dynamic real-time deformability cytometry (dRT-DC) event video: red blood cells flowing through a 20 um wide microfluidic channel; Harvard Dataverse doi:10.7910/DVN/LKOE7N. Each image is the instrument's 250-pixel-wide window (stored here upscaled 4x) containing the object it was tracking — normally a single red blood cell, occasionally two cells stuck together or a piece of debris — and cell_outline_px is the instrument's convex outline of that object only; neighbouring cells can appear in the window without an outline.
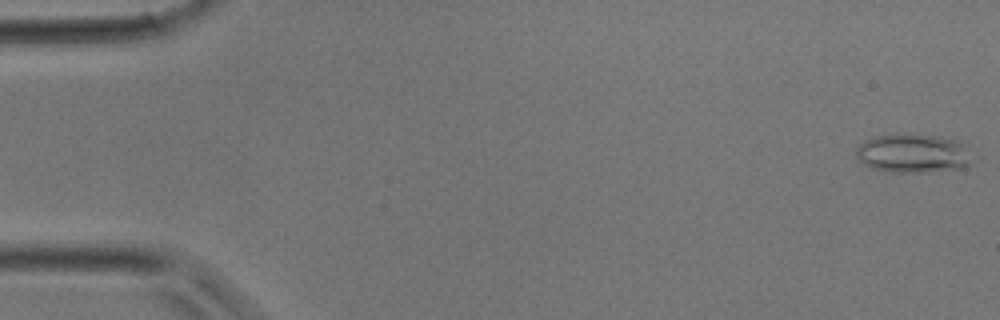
{"species": "common noctule bat (a hibernating species)", "species_latin": "Nyctalus noctula", "temperature_condition": "room temperature", "stored_images_in_passage": 36, "camera_frame_rate_fps": 3000, "um_per_image_px": 0.085, "animal": {"sex": "male", "body_mass_g": 17.9}, "frame": {"image": 1, "passage_image": 1, "time_ms": 0.0, "image_size_px": [1000, 320], "cell_outline_px": [[976, 160], [972, 164], [964, 168], [928, 172], [892, 172], [872, 168], [864, 164], [856, 156], [856, 148], [864, 140], [872, 136], [896, 132], [904, 132], [940, 136], [956, 140]], "centroid_in_image_um": [77.6, 13.01], "position_along_channel_um": 7.4, "area_um2": 26.99}}
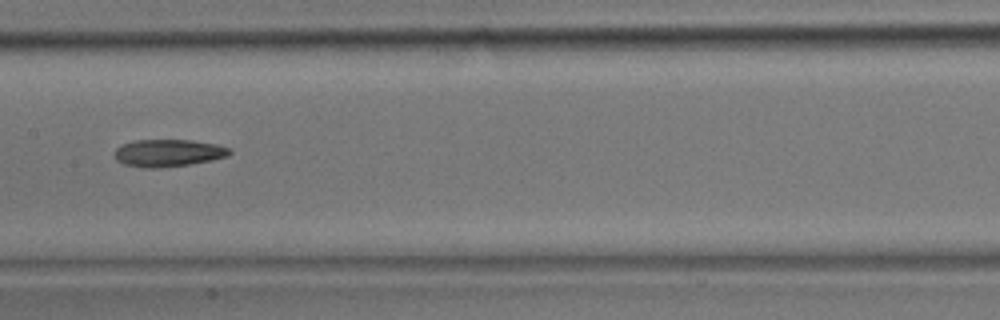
{"frame": {"image": 2, "passage_image": 18, "time_ms": 5.667, "image_size_px": [1000, 320], "cell_outline_px": [[232, 152], [228, 156], [212, 160], [188, 164], [160, 168], [144, 168], [124, 164], [116, 160], [112, 156], [112, 152], [116, 148], [124, 144], [136, 140], [192, 140], [216, 144], [228, 148]], "centroid_in_image_um": [14.26, 13.0], "position_along_channel_um": 193.1, "area_um2": 18.38}}
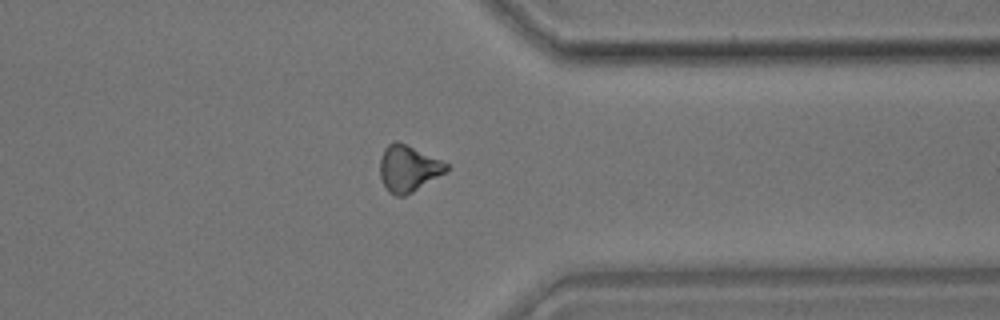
{"frame": {"image": 3, "passage_image": 28, "time_ms": 9.0, "image_size_px": [1000, 320], "cell_outline_px": [[448, 168], [444, 172], [412, 192], [404, 196], [396, 196], [388, 192], [380, 176], [380, 156], [384, 148], [388, 144], [396, 140], [440, 160], [448, 164]], "centroid_in_image_um": [34.64, 14.32], "position_along_channel_um": 376.8, "area_um2": 17.51}}